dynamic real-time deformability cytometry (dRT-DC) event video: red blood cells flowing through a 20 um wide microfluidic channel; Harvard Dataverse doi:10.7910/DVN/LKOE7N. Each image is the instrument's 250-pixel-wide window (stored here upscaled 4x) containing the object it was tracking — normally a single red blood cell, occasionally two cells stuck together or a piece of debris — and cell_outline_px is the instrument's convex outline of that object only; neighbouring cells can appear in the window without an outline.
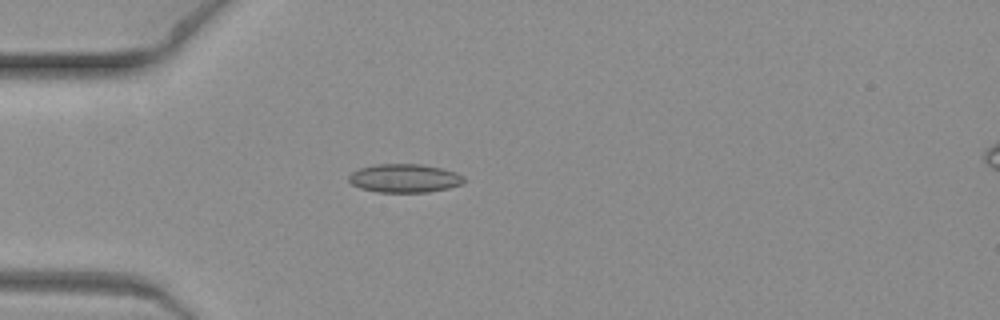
{"species": "common noctule bat (a hibernating species)", "species_latin": "Nyctalus noctula", "temperature_condition": "warm", "stored_images_in_passage": 8, "camera_frame_rate_fps": 3000, "um_per_image_px": 0.085, "animal": {"sex": "female", "body_mass_g": 19.3, "forearm_length_mm": 54.1}, "frame": {"image": 1, "passage_image": 6, "time_ms": 1.667, "image_size_px": [1000, 320], "cell_outline_px": [[464, 184], [448, 188], [428, 192], [376, 192], [360, 188], [352, 184], [348, 180], [348, 176], [352, 172], [360, 168], [372, 164], [424, 164], [456, 172], [464, 176]], "centroid_in_image_um": [34.38, 15.15], "position_along_channel_um": 50.6, "area_um2": 19.31}}
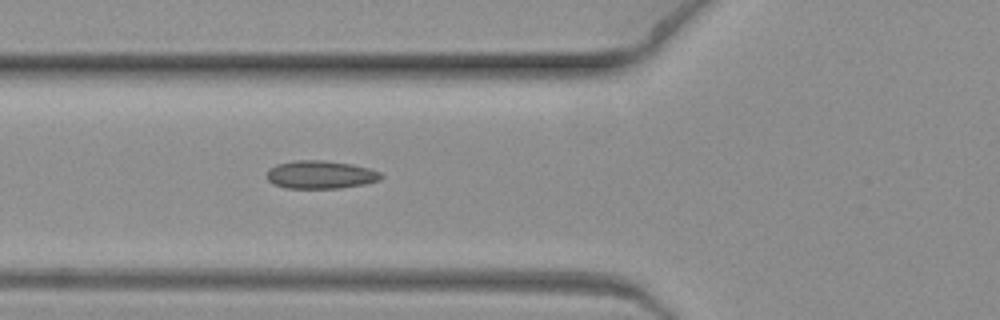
{"frame": {"image": 2, "passage_image": 8, "time_ms": 2.333, "image_size_px": [1000, 320], "cell_outline_px": [[384, 176], [380, 180], [364, 184], [340, 188], [284, 188], [272, 184], [268, 180], [268, 172], [276, 164], [296, 160], [324, 160], [352, 164], [368, 168], [380, 172]], "centroid_in_image_um": [27.26, 14.85], "position_along_channel_um": 98.5, "area_um2": 18.67}}